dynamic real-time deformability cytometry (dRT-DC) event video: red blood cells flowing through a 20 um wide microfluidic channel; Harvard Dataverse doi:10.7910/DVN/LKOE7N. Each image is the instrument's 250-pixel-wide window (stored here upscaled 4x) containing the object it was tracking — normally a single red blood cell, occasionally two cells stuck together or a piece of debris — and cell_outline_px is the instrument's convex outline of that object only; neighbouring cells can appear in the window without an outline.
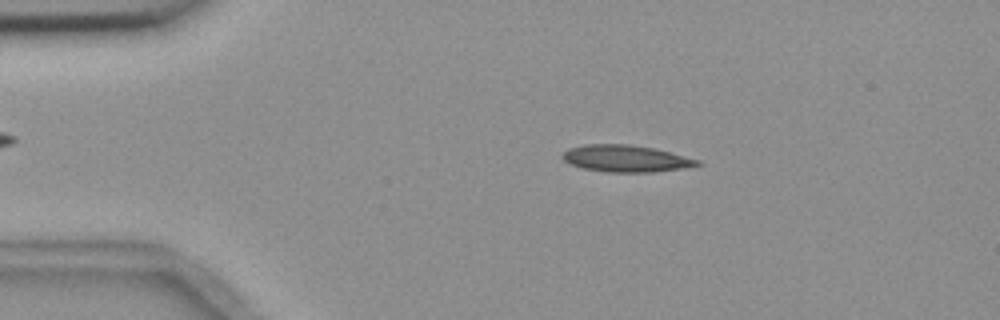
{"species": "common noctule bat (a hibernating species)", "species_latin": "Nyctalus noctula", "temperature_condition": "room temperature", "stored_images_in_passage": 4, "camera_frame_rate_fps": 3000, "um_per_image_px": 0.085, "animal": {"sex": "female", "body_mass_g": 18.4}, "frame": {"image": 1, "passage_image": 3, "time_ms": 2.333, "image_size_px": [1000, 320], "cell_outline_px": [[704, 164], [684, 168], [652, 172], [608, 172], [584, 168], [572, 164], [564, 160], [560, 156], [568, 148], [584, 144], [628, 144], [656, 148], [700, 160]], "centroid_in_image_um": [53.22, 13.46], "position_along_channel_um": 31.8, "area_um2": 21.15}}